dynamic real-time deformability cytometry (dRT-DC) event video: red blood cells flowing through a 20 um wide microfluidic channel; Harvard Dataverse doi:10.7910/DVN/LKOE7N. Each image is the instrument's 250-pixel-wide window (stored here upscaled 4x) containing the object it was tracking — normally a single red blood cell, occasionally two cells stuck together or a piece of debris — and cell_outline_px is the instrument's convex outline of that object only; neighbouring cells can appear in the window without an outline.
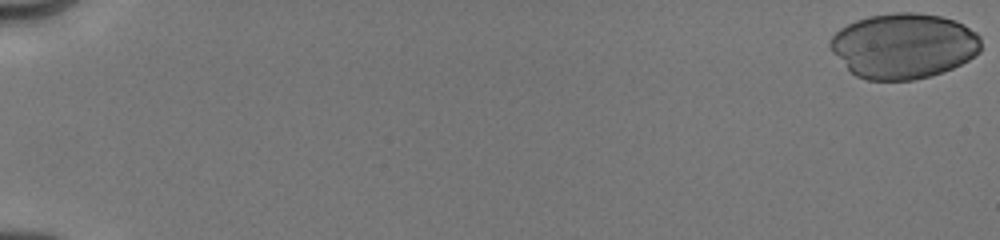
{"species": "human", "species_latin": "Homo sapiens", "temperature_condition": "cold", "stored_images_in_passage": 9, "camera_frame_rate_fps": 3000, "um_per_image_px": 0.085, "donor": {"sex": "male"}, "frame": {"image": 1, "passage_image": 1, "time_ms": 0.0, "image_size_px": [1000, 240], "cell_outline_px": [[980, 52], [968, 60], [952, 68], [928, 76], [912, 80], [868, 80], [856, 76], [832, 52], [828, 44], [828, 40], [840, 28], [856, 20], [868, 16], [896, 12], [916, 12], [940, 16], [956, 20], [964, 24], [976, 32], [980, 36]], "centroid_in_image_um": [76.81, 3.88], "position_along_channel_um": 8.2, "area_um2": 57.4}}
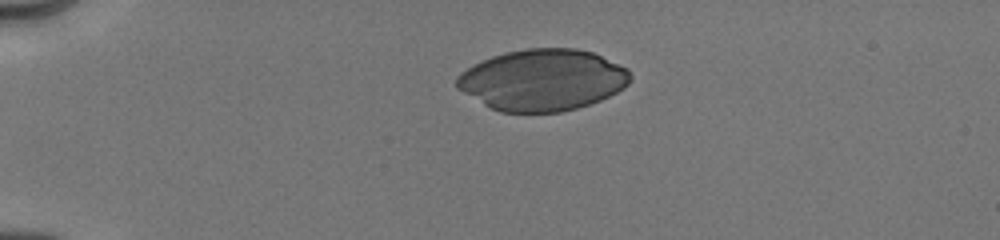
{"frame": {"image": 2, "passage_image": 6, "time_ms": 4.333, "image_size_px": [1000, 240], "cell_outline_px": [[632, 76], [628, 84], [624, 88], [600, 100], [576, 108], [560, 112], [500, 112], [484, 104], [456, 88], [456, 76], [460, 72], [492, 56], [504, 52], [524, 48], [576, 48], [592, 52], [628, 68]], "centroid_in_image_um": [46.13, 6.79], "position_along_channel_um": 38.9, "area_um2": 61.96}}